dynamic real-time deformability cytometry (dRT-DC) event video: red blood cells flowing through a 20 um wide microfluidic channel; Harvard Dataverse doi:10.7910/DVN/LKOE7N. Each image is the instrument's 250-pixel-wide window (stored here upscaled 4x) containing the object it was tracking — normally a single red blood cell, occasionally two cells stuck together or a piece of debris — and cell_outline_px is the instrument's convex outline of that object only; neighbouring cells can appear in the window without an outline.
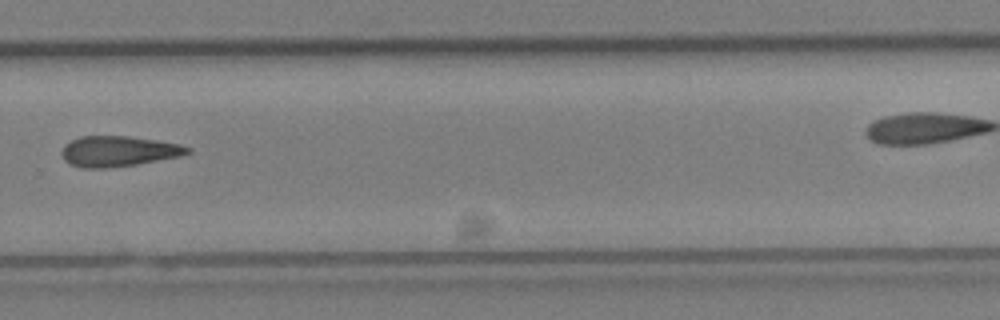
{"species": "Egyptian fruit bat (a non-hibernating species)", "species_latin": "Rousettus aegyptiacus", "temperature_condition": "cold", "stored_images_in_passage": 22, "camera_frame_rate_fps": 3000, "um_per_image_px": 0.085, "animal": {"sex": "female"}, "frame": {"image": 1, "passage_image": 16, "time_ms": 5.0, "image_size_px": [1000, 320], "cell_outline_px": [[192, 152], [180, 156], [136, 164], [104, 168], [80, 168], [68, 164], [64, 160], [60, 152], [64, 144], [80, 136], [128, 136], [156, 140], [180, 144], [192, 148]], "centroid_in_image_um": [10.03, 12.86], "position_along_channel_um": 319.8, "area_um2": 22.48}}